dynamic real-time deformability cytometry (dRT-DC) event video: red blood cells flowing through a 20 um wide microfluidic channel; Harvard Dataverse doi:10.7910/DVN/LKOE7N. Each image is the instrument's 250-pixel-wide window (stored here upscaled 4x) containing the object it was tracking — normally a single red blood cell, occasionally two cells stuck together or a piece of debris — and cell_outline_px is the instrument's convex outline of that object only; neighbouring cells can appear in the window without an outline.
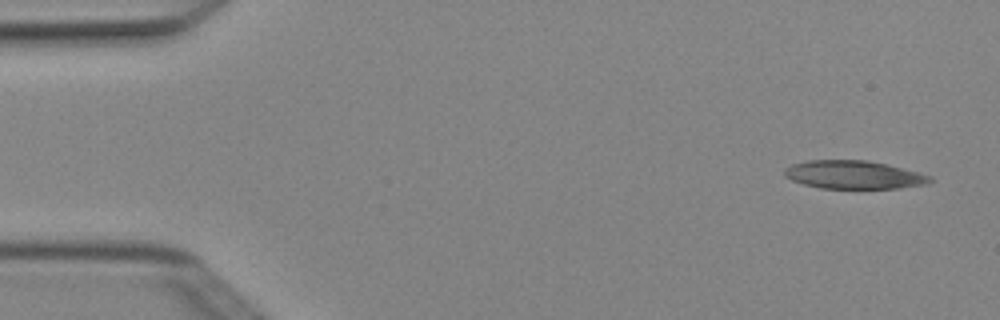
{"species": "Egyptian fruit bat (a non-hibernating species)", "species_latin": "Rousettus aegyptiacus", "temperature_condition": "cold", "stored_images_in_passage": 5, "camera_frame_rate_fps": 3000, "um_per_image_px": 0.085, "animal": {"sex": "female"}, "frame": {"image": 1, "passage_image": 1, "time_ms": 0.0, "image_size_px": [1000, 320], "cell_outline_px": [[936, 180], [928, 184], [900, 188], [820, 188], [804, 184], [792, 180], [784, 176], [784, 168], [792, 164], [808, 160], [868, 160], [888, 164], [932, 176]], "centroid_in_image_um": [72.6, 14.85], "position_along_channel_um": 12.4, "area_um2": 24.1}}